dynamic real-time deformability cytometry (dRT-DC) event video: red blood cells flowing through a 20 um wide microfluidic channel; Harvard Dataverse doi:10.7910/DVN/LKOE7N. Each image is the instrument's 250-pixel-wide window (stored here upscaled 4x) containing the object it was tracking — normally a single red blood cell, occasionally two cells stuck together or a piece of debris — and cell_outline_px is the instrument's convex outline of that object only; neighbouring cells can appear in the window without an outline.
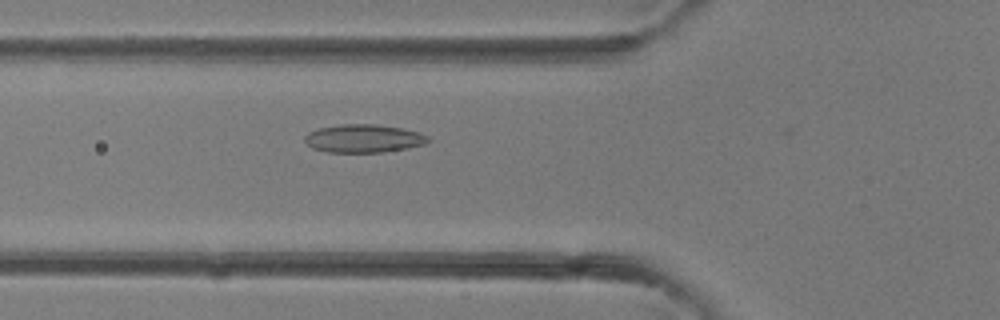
{"species": "common noctule bat (a hibernating species)", "species_latin": "Nyctalus noctula", "temperature_condition": "room temperature", "stored_images_in_passage": 27, "camera_frame_rate_fps": 3000, "um_per_image_px": 0.085, "animal": {"sex": "female"}, "frame": {"image": 1, "passage_image": 2, "time_ms": 0.333, "image_size_px": [1000, 320], "cell_outline_px": [[432, 140], [424, 144], [408, 148], [380, 152], [328, 152], [312, 148], [304, 140], [304, 136], [308, 132], [320, 128], [340, 124], [376, 124], [400, 128], [420, 132], [428, 136]], "centroid_in_image_um": [30.92, 11.77], "position_along_channel_um": 94.9, "area_um2": 20.23}}
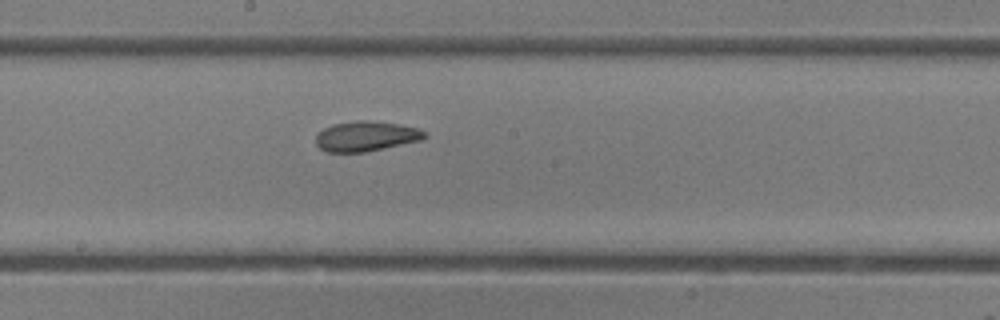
{"frame": {"image": 2, "passage_image": 9, "time_ms": 2.667, "image_size_px": [1000, 320], "cell_outline_px": [[428, 136], [420, 140], [364, 152], [328, 152], [320, 148], [316, 144], [316, 136], [324, 128], [332, 124], [356, 120], [364, 120], [400, 124], [416, 128], [428, 132]], "centroid_in_image_um": [31.11, 11.57], "position_along_channel_um": 217.1, "area_um2": 18.9}}
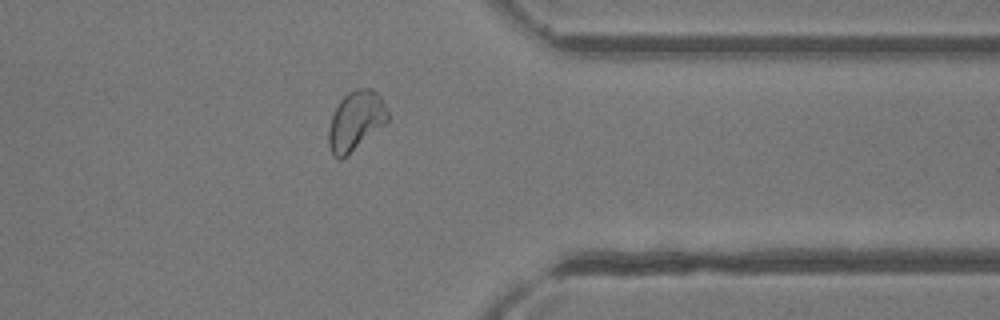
{"frame": {"image": 3, "passage_image": 19, "time_ms": 6.0, "image_size_px": [1000, 320], "cell_outline_px": [[388, 120], [384, 124], [340, 160], [332, 156], [328, 144], [328, 128], [332, 116], [340, 100], [348, 92], [356, 88], [372, 88], [380, 96], [388, 112]], "centroid_in_image_um": [30.21, 10.25], "position_along_channel_um": 381.2, "area_um2": 20.11}}